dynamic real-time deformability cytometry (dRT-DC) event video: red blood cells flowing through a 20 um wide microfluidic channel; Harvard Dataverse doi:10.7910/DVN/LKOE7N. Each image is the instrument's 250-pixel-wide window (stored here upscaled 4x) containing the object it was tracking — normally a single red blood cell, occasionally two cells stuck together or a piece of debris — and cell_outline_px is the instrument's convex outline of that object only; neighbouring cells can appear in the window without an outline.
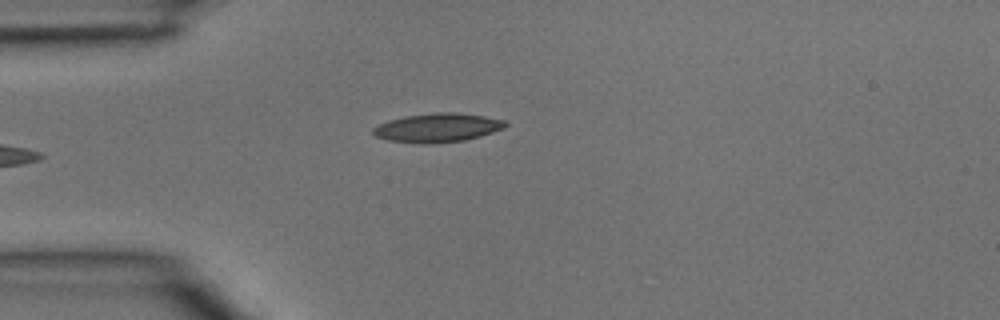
{"species": "common noctule bat (a hibernating species)", "species_latin": "Nyctalus noctula", "temperature_condition": "room temperature", "stored_images_in_passage": 3, "camera_frame_rate_fps": 3000, "um_per_image_px": 0.085, "animal": {"sex": "male", "body_mass_g": 15.6}, "frame": {"image": 1, "passage_image": 3, "time_ms": 0.667, "image_size_px": [1000, 320], "cell_outline_px": [[508, 124], [504, 128], [480, 136], [464, 140], [424, 144], [388, 140], [376, 136], [372, 132], [372, 128], [388, 120], [404, 116], [436, 112], [452, 112], [484, 116], [504, 120]], "centroid_in_image_um": [37.17, 10.85], "position_along_channel_um": 47.8, "area_um2": 22.08}}